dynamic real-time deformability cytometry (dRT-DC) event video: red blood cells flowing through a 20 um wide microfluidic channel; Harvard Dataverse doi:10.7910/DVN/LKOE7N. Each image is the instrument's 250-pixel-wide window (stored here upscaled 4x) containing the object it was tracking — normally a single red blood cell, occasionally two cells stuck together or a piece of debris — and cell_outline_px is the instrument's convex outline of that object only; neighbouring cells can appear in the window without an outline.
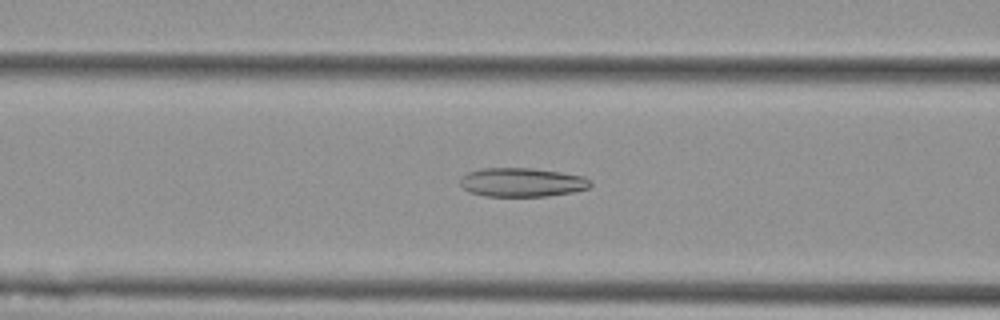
{"species": "Egyptian fruit bat (a non-hibernating species)", "species_latin": "Rousettus aegyptiacus", "temperature_condition": "cold", "stored_images_in_passage": 56, "camera_frame_rate_fps": 3000, "um_per_image_px": 0.085, "animal": {"sex": "female"}, "frame": {"image": 1, "passage_image": 23, "time_ms": 7.333, "image_size_px": [1000, 320], "cell_outline_px": [[592, 184], [588, 188], [572, 192], [548, 196], [484, 196], [468, 192], [460, 184], [460, 176], [468, 172], [480, 168], [532, 168], [560, 172], [584, 176], [592, 180]], "centroid_in_image_um": [44.35, 15.49], "position_along_channel_um": 122.2, "area_um2": 22.14}}
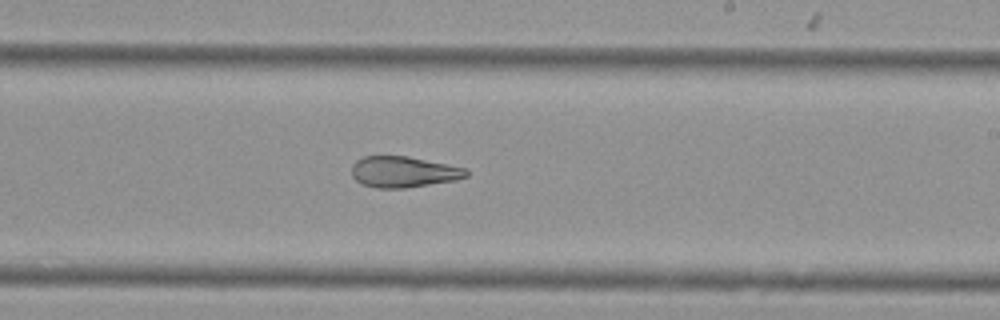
{"frame": {"image": 2, "passage_image": 34, "time_ms": 11.0, "image_size_px": [1000, 320], "cell_outline_px": [[468, 176], [456, 180], [404, 188], [376, 188], [364, 184], [356, 180], [352, 176], [352, 164], [356, 160], [364, 156], [408, 156], [468, 168]], "centroid_in_image_um": [34.31, 14.6], "position_along_channel_um": 254.7, "area_um2": 20.75}}
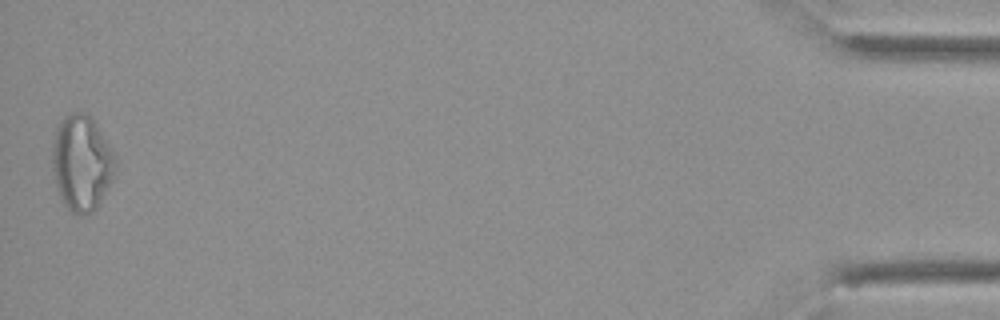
{"frame": {"image": 3, "passage_image": 56, "time_ms": 18.333, "image_size_px": [1000, 320], "cell_outline_px": [[116, 172], [100, 204], [92, 212], [80, 216], [72, 212], [68, 208], [56, 184], [52, 168], [52, 144], [56, 128], [64, 116], [72, 112], [88, 112], [108, 144], [116, 160]], "centroid_in_image_um": [6.95, 13.84], "position_along_channel_um": 428.3, "area_um2": 35.03}, "authors_computed_cell_mechanics": {"area_um2": 26.4435, "velocity_mm_per_s": 3.6287, "shape_relaxation_time_tau1_ms": null, "shape_relaxation_time_tau2_ms": 3.6917, "deformation_change_tau1": null, "deformation_change_tau2": 0.1225}}